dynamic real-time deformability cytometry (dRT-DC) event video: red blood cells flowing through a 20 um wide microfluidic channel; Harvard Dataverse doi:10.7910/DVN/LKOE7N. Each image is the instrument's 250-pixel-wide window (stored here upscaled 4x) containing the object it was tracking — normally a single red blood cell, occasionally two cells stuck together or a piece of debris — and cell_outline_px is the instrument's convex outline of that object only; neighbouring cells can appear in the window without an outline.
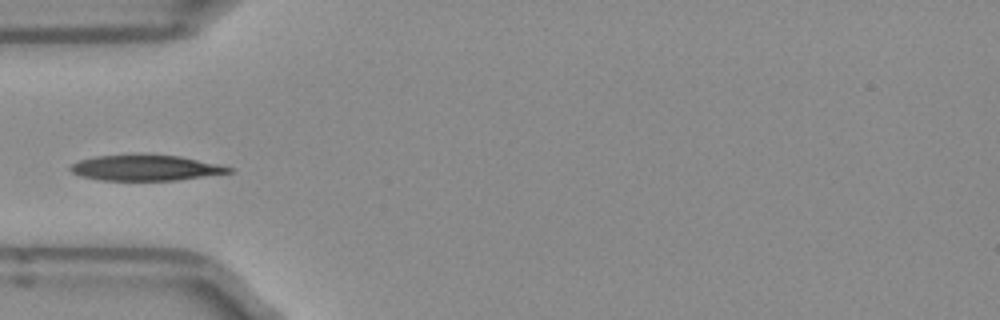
{"species": "Egyptian fruit bat (a non-hibernating species)", "species_latin": "Rousettus aegyptiacus", "temperature_condition": "room temperature", "stored_images_in_passage": 36, "camera_frame_rate_fps": 3000, "um_per_image_px": 0.085, "frame": {"image": 1, "passage_image": 1, "time_ms": 0.0, "image_size_px": [1000, 320], "cell_outline_px": [[232, 172], [176, 180], [100, 180], [80, 176], [72, 172], [68, 168], [72, 164], [80, 160], [96, 156], [180, 156], [216, 164], [232, 168]], "centroid_in_image_um": [12.33, 14.29], "position_along_channel_um": 72.7, "area_um2": 22.83}}
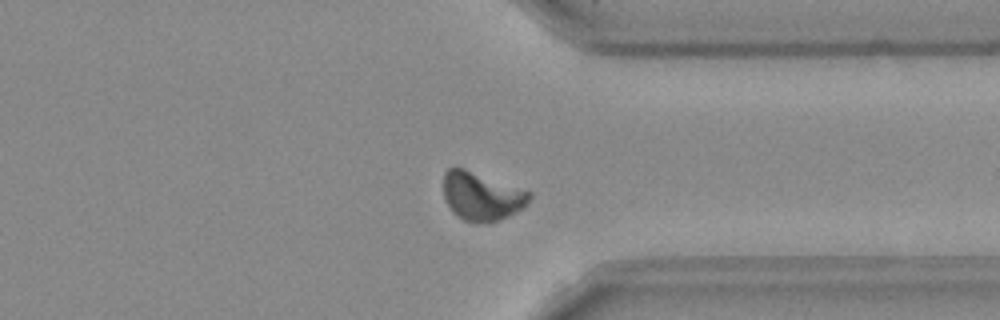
{"frame": {"image": 2, "passage_image": 24, "time_ms": 7.667, "image_size_px": [1000, 320], "cell_outline_px": [[532, 196], [528, 204], [524, 208], [516, 212], [488, 224], [476, 224], [464, 220], [456, 216], [452, 212], [444, 196], [444, 172], [448, 168], [464, 168], [532, 192]], "centroid_in_image_um": [40.96, 16.7], "position_along_channel_um": 370.4, "area_um2": 24.45}}
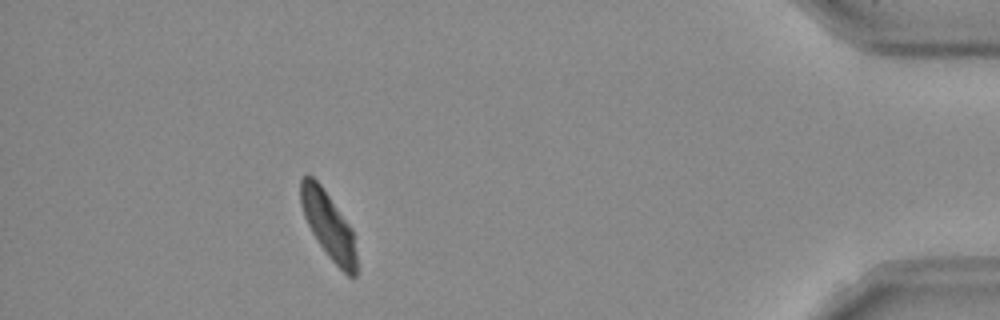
{"frame": {"image": 3, "passage_image": 31, "time_ms": 10.0, "image_size_px": [1000, 320], "cell_outline_px": [[356, 276], [348, 276], [328, 256], [312, 232], [304, 216], [300, 204], [300, 180], [304, 176], [312, 176], [320, 184], [352, 228], [356, 252]], "centroid_in_image_um": [27.91, 19.13], "position_along_channel_um": 407.3, "area_um2": 21.33}}